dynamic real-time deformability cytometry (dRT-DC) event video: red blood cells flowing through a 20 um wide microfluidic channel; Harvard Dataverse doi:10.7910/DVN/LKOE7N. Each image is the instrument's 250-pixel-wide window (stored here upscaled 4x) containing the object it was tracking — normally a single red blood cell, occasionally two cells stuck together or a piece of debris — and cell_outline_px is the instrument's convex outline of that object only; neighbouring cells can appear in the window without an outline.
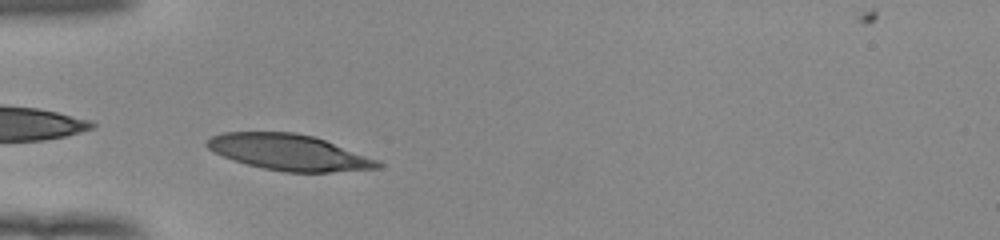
{"species": "human", "species_latin": "Homo sapiens", "temperature_condition": "room temperature", "stored_images_in_passage": 39, "camera_frame_rate_fps": 3000, "um_per_image_px": 0.085, "donor": {"sex": "female"}, "frame": {"image": 1, "passage_image": 6, "time_ms": 1.667, "image_size_px": [1000, 240], "cell_outline_px": [[384, 164], [380, 168], [328, 172], [284, 172], [264, 168], [248, 164], [224, 156], [208, 148], [204, 144], [212, 136], [224, 132], [296, 132], [312, 136], [324, 140], [376, 160]], "centroid_in_image_um": [24.54, 12.94], "position_along_channel_um": 60.5, "area_um2": 35.08}}
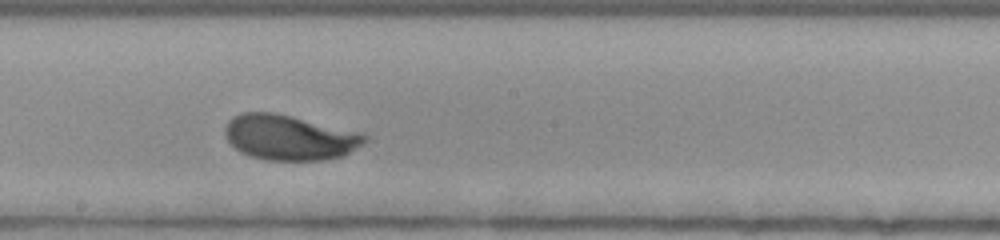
{"frame": {"image": 2, "passage_image": 19, "time_ms": 6.0, "image_size_px": [1000, 240], "cell_outline_px": [[368, 140], [364, 144], [340, 156], [324, 160], [268, 160], [248, 156], [240, 152], [224, 136], [224, 128], [228, 120], [232, 116], [240, 112], [272, 112], [368, 136]], "centroid_in_image_um": [24.49, 11.7], "position_along_channel_um": 223.7, "area_um2": 36.01}}
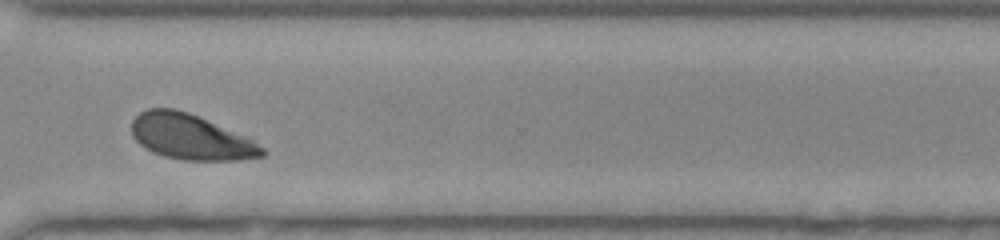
{"frame": {"image": 3, "passage_image": 29, "time_ms": 9.333, "image_size_px": [1000, 240], "cell_outline_px": [[268, 152], [264, 156], [236, 160], [184, 160], [164, 156], [152, 152], [144, 148], [132, 136], [132, 120], [140, 112], [148, 108], [176, 108], [188, 112], [252, 140], [264, 148]], "centroid_in_image_um": [16.17, 11.65], "position_along_channel_um": 354.4, "area_um2": 34.16}, "authors_computed_cell_mechanics": {"area_um2": 35.4892, "velocity_mm_per_s": 3.9063, "shape_relaxation_time_tau1_ms": 2.2519, "shape_relaxation_time_tau2_ms": null, "deformation_change_tau1": 0.1479, "deformation_change_tau2": null}}